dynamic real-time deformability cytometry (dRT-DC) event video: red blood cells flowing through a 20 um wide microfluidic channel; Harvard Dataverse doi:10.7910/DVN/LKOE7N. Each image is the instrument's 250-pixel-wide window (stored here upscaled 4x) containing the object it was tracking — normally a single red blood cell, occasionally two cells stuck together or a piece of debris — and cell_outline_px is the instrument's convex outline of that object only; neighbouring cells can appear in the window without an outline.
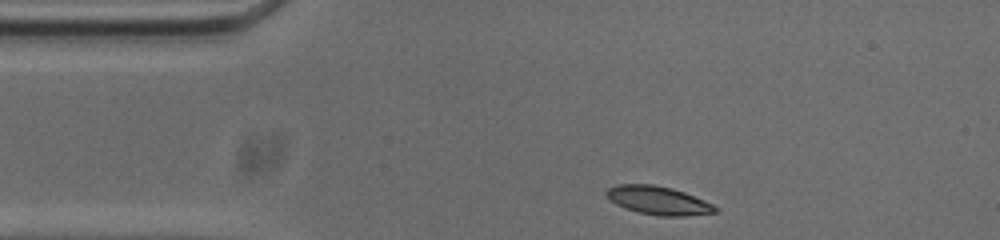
{"species": "common noctule bat (a hibernating species)", "species_latin": "Nyctalus noctula", "temperature_condition": "cold", "stored_images_in_passage": 37, "camera_frame_rate_fps": 3000, "um_per_image_px": 0.085, "animal": {"sex": "male", "body_mass_g": 20.0, "forearm_length_mm": 53.3}, "frame": {"image": 1, "passage_image": 1, "time_ms": 0.0, "image_size_px": [1000, 240], "cell_outline_px": [[716, 212], [684, 216], [660, 216], [640, 212], [616, 204], [604, 192], [608, 188], [616, 184], [652, 184], [672, 188], [684, 192], [704, 200], [712, 204], [716, 208]], "centroid_in_image_um": [55.94, 17.02], "position_along_channel_um": 29.1, "area_um2": 17.69}}
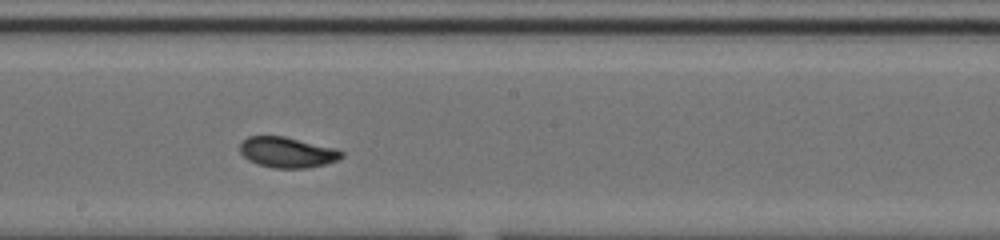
{"frame": {"image": 2, "passage_image": 20, "time_ms": 6.333, "image_size_px": [1000, 240], "cell_outline_px": [[344, 156], [336, 160], [324, 164], [304, 168], [272, 168], [248, 160], [240, 152], [240, 144], [248, 136], [284, 136], [336, 148], [344, 152]], "centroid_in_image_um": [24.42, 12.94], "position_along_channel_um": 223.8, "area_um2": 17.98}}
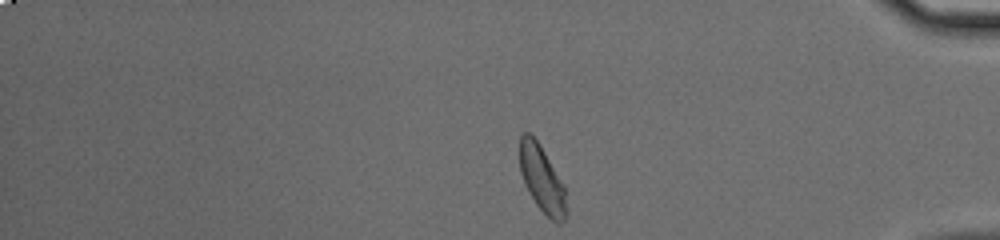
{"frame": {"image": 3, "passage_image": 36, "time_ms": 11.667, "image_size_px": [1000, 240], "cell_outline_px": [[568, 216], [560, 224], [556, 224], [536, 204], [520, 172], [520, 136], [524, 132], [528, 132], [540, 144], [564, 188], [568, 212]], "centroid_in_image_um": [46.09, 15.25], "position_along_channel_um": 389.1, "area_um2": 17.63}, "authors_computed_cell_mechanics": {"area_um2": 17.918, "velocity_mm_per_s": 3.7043, "shape_relaxation_time_tau1_ms": 2.5871, "shape_relaxation_time_tau2_ms": 1.6116, "deformation_change_tau1": 0.1267, "deformation_change_tau2": 0.0582}}